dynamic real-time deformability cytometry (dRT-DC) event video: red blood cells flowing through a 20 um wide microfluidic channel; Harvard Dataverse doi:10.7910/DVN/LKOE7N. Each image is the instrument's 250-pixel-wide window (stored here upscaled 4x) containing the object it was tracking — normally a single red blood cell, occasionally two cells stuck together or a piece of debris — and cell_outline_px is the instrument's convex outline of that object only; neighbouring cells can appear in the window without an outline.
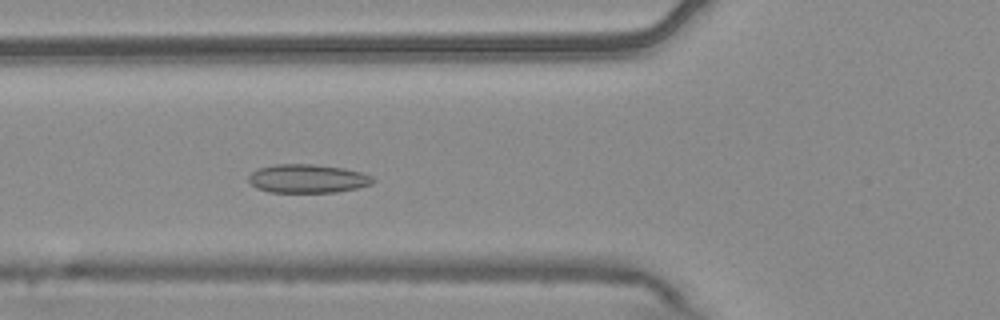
{"species": "common noctule bat (a hibernating species)", "species_latin": "Nyctalus noctula", "temperature_condition": "warm", "stored_images_in_passage": 6, "camera_frame_rate_fps": 3000, "um_per_image_px": 0.085, "animal": {"sex": "male", "body_mass_g": 20.4}, "frame": {"image": 1, "passage_image": 6, "time_ms": 1.667, "image_size_px": [1000, 320], "cell_outline_px": [[376, 180], [372, 184], [356, 188], [336, 192], [268, 192], [256, 188], [248, 180], [248, 176], [256, 168], [276, 164], [312, 164], [344, 168], [360, 172], [372, 176]], "centroid_in_image_um": [26.13, 15.18], "position_along_channel_um": 99.7, "area_um2": 20.81}}